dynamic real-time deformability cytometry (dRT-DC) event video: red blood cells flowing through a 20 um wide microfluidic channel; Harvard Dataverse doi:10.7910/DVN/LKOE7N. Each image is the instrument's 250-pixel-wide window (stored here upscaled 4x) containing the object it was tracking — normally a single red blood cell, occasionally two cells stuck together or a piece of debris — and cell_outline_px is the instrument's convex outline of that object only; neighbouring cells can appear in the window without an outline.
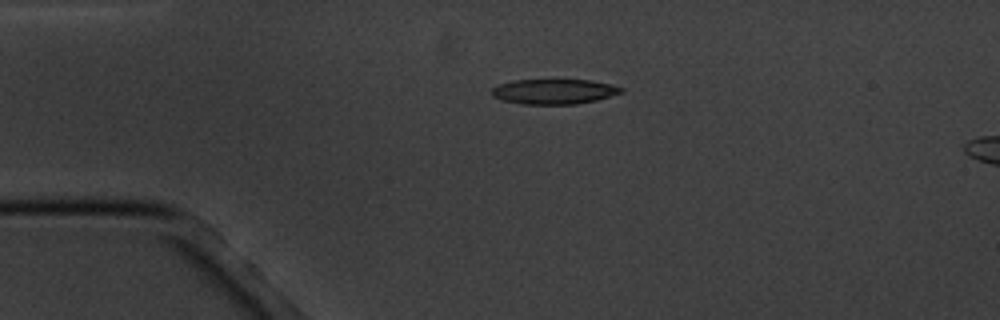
{"species": "common noctule bat (a hibernating species)", "species_latin": "Nyctalus noctula", "temperature_condition": "cold", "stored_images_in_passage": 2, "camera_frame_rate_fps": 3000, "um_per_image_px": 0.085, "animal": {"sex": "male", "body_mass_g": 20.1, "forearm_length_mm": 53.5}, "frame": {"image": 1, "passage_image": 1, "time_ms": 0.0, "image_size_px": [1000, 320], "cell_outline_px": [[624, 92], [596, 100], [576, 104], [524, 104], [504, 100], [492, 96], [492, 88], [500, 84], [512, 80], [592, 80], [612, 84], [624, 88]], "centroid_in_image_um": [47.13, 7.77], "position_along_channel_um": 37.9, "area_um2": 18.84}}